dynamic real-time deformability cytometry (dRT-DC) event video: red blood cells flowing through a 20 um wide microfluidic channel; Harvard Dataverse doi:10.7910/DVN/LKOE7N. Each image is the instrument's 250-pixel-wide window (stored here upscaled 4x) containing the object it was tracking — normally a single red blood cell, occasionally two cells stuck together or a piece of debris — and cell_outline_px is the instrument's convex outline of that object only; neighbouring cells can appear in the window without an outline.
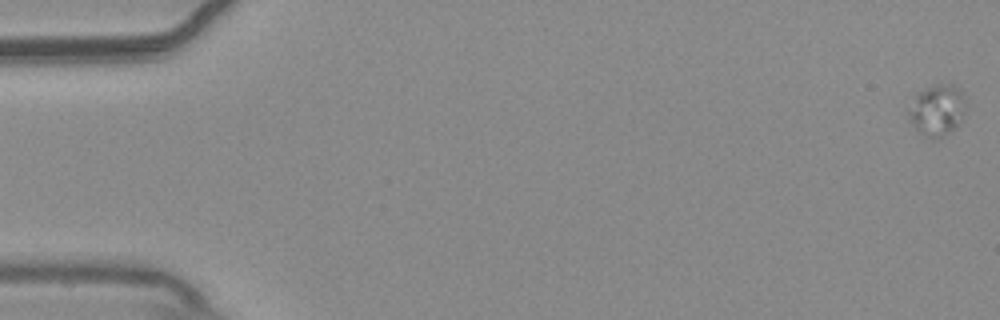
{"species": "common noctule bat (a hibernating species)", "species_latin": "Nyctalus noctula", "temperature_condition": "warm", "stored_images_in_passage": 57, "camera_frame_rate_fps": 3000, "um_per_image_px": 0.085, "animal": {"sex": "male", "body_mass_g": 20.4}, "frame": {"image": 1, "passage_image": 1, "time_ms": 0.0, "image_size_px": [1000, 320], "cell_outline_px": [[964, 104], [960, 124], [944, 136], [932, 140], [924, 136], [912, 124], [908, 116], [908, 112], [916, 96], [924, 88], [936, 84], [952, 84], [960, 88], [964, 92]], "centroid_in_image_um": [79.67, 9.36], "position_along_channel_um": 5.3, "area_um2": 16.94}}
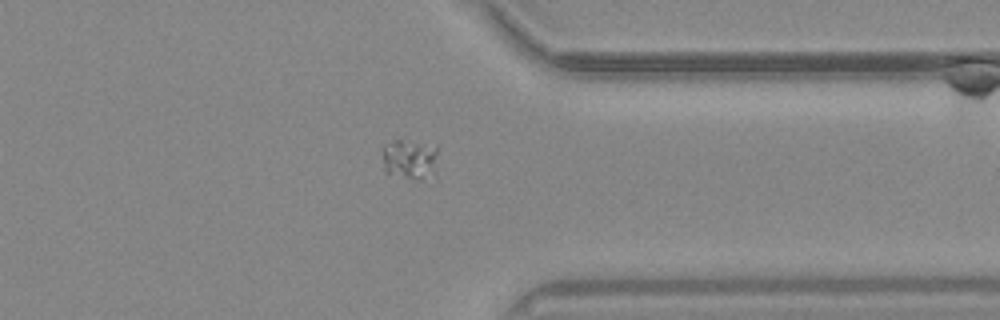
{"frame": {"image": 2, "passage_image": 45, "time_ms": 14.667, "image_size_px": [1000, 320], "cell_outline_px": [[436, 152], [432, 168], [420, 180], [384, 172], [384, 148], [396, 140], [400, 140], [436, 148]], "centroid_in_image_um": [34.73, 13.54], "position_along_channel_um": 376.7, "area_um2": 11.5}}
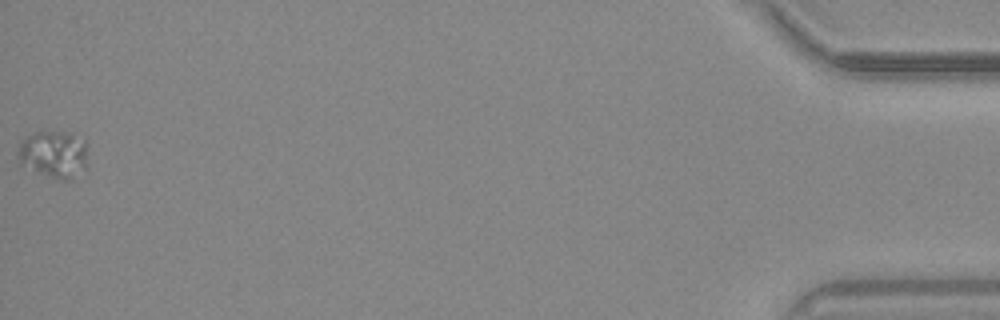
{"frame": {"image": 3, "passage_image": 57, "time_ms": 18.667, "image_size_px": [1000, 320], "cell_outline_px": [[88, 144], [84, 168], [72, 180], [60, 180], [40, 172], [20, 160], [16, 152], [20, 144], [28, 136], [36, 132], [64, 132], [84, 140]], "centroid_in_image_um": [4.62, 13.1], "position_along_channel_um": 430.6, "area_um2": 18.55}}